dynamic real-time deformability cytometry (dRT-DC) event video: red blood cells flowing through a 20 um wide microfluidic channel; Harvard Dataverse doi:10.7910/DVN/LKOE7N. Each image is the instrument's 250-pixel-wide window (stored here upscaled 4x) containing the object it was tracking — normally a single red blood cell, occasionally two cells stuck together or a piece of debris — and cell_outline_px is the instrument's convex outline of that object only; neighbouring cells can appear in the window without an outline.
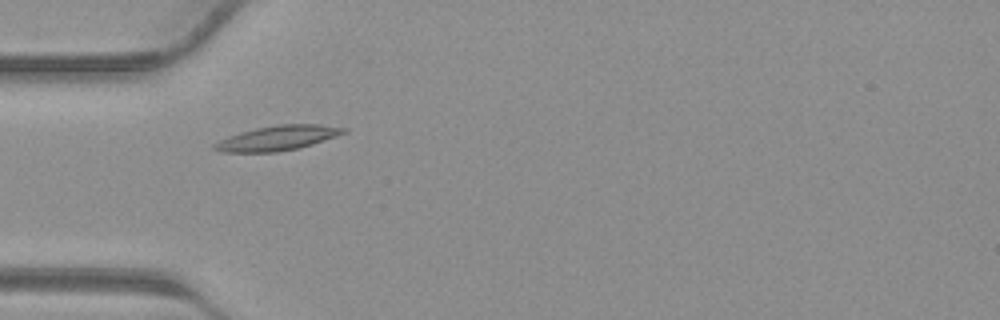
{"species": "common noctule bat (a hibernating species)", "species_latin": "Nyctalus noctula", "temperature_condition": "warm", "stored_images_in_passage": 29, "camera_frame_rate_fps": 3000, "um_per_image_px": 0.085, "animal": {"sex": "male", "body_mass_g": 23.1, "forearm_length_mm": 52.7}, "frame": {"image": 1, "passage_image": 1, "time_ms": 0.0, "image_size_px": [1000, 320], "cell_outline_px": [[348, 132], [312, 144], [296, 148], [276, 152], [224, 152], [212, 148], [212, 144], [228, 136], [240, 132], [256, 128], [276, 124], [320, 124], [348, 128]], "centroid_in_image_um": [23.6, 11.72], "position_along_channel_um": 61.4, "area_um2": 18.61}}
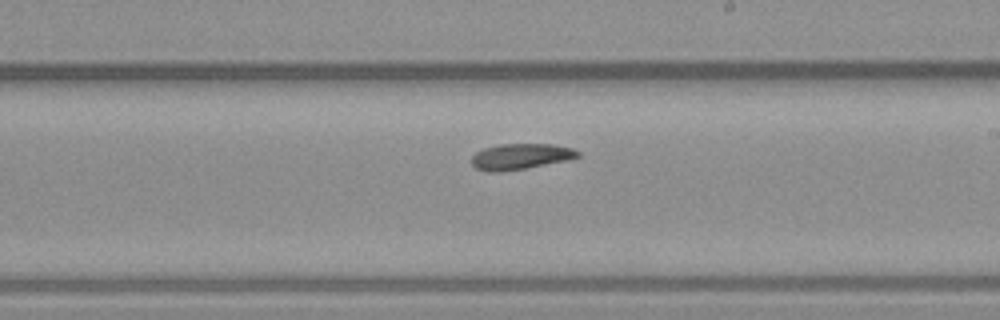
{"frame": {"image": 2, "passage_image": 12, "time_ms": 3.667, "image_size_px": [1000, 320], "cell_outline_px": [[580, 156], [564, 160], [524, 168], [500, 172], [488, 172], [476, 168], [472, 164], [472, 156], [476, 152], [484, 148], [500, 144], [552, 144], [572, 148], [580, 152]], "centroid_in_image_um": [44.21, 13.29], "position_along_channel_um": 244.8, "area_um2": 15.72}}
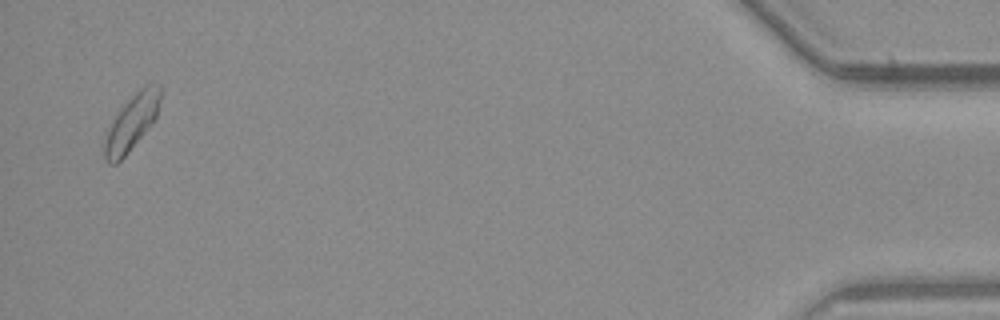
{"frame": {"image": 3, "passage_image": 28, "time_ms": 9.0, "image_size_px": [1000, 320], "cell_outline_px": [[160, 100], [156, 116], [152, 124], [128, 152], [116, 164], [108, 164], [104, 160], [104, 136], [112, 120], [120, 108], [140, 88], [148, 84], [160, 84]], "centroid_in_image_um": [11.16, 10.44], "position_along_channel_um": 424.0, "area_um2": 17.98}}